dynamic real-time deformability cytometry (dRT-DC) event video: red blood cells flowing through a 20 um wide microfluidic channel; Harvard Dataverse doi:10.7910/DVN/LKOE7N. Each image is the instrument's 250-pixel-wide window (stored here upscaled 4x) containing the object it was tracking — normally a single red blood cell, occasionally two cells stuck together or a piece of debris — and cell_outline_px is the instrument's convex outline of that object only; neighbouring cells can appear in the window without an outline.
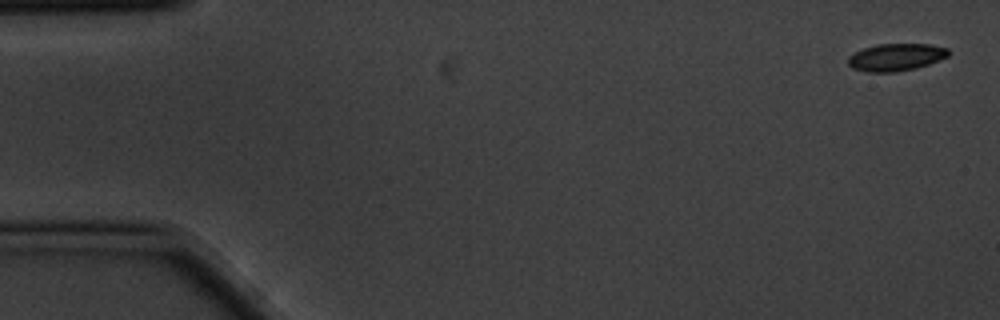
{"species": "common noctule bat (a hibernating species)", "species_latin": "Nyctalus noctula", "temperature_condition": "cold", "stored_images_in_passage": 5, "camera_frame_rate_fps": 3000, "um_per_image_px": 0.085, "animal": {"sex": "male", "body_mass_g": 20.1, "forearm_length_mm": 53.5}, "frame": {"image": 1, "passage_image": 1, "time_ms": 0.0, "image_size_px": [1000, 320], "cell_outline_px": [[948, 56], [928, 64], [916, 68], [896, 72], [868, 72], [852, 68], [848, 64], [848, 56], [864, 48], [880, 44], [932, 44], [948, 48]], "centroid_in_image_um": [76.15, 4.86], "position_along_channel_um": 8.8, "area_um2": 15.9}}
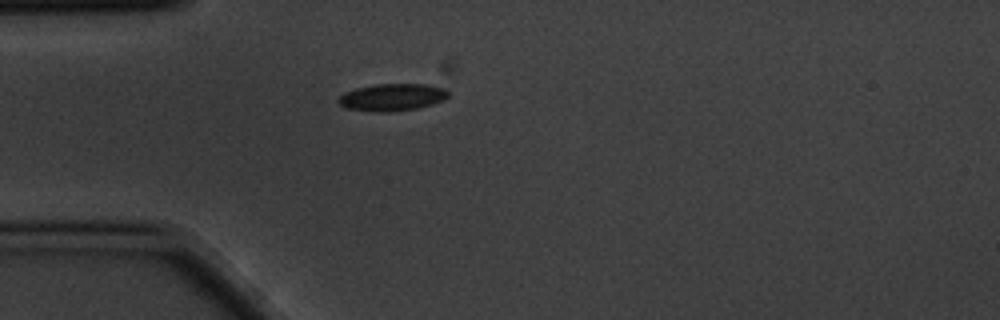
{"frame": {"image": 2, "passage_image": 5, "time_ms": 1.333, "image_size_px": [1000, 320], "cell_outline_px": [[448, 96], [444, 100], [432, 104], [416, 108], [388, 112], [372, 112], [348, 108], [340, 104], [336, 100], [344, 92], [356, 88], [372, 84], [428, 84], [444, 88], [448, 92]], "centroid_in_image_um": [33.32, 8.26], "position_along_channel_um": 51.7, "area_um2": 17.46}}